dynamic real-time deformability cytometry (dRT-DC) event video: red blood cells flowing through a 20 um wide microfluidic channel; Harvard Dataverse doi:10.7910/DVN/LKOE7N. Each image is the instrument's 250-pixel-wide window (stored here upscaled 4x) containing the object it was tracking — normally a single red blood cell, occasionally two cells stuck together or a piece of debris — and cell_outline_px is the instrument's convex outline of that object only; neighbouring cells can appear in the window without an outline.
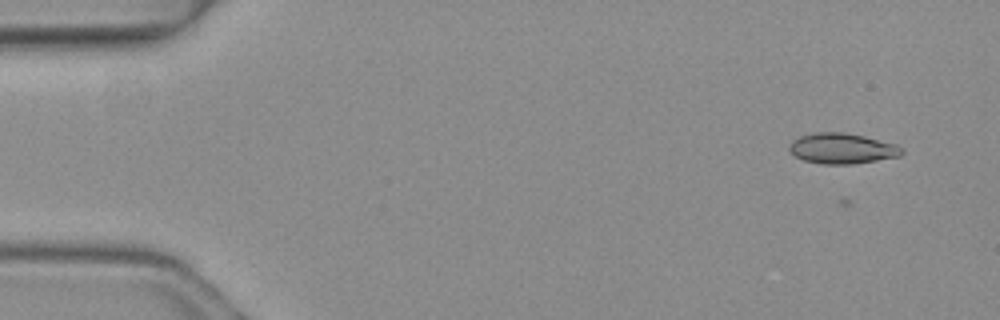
{"species": "common noctule bat (a hibernating species)", "species_latin": "Nyctalus noctula", "temperature_condition": "warm", "stored_images_in_passage": 5, "camera_frame_rate_fps": 3000, "um_per_image_px": 0.085, "animal": {"sex": "female", "body_mass_g": 19.3, "forearm_length_mm": 54.1}, "frame": {"image": 1, "passage_image": 2, "time_ms": 0.333, "image_size_px": [1000, 320], "cell_outline_px": [[904, 152], [900, 156], [852, 164], [820, 164], [804, 160], [796, 156], [788, 148], [792, 140], [800, 136], [816, 132], [844, 132], [864, 136], [896, 144], [904, 148]], "centroid_in_image_um": [71.59, 12.61], "position_along_channel_um": 13.4, "area_um2": 20.0}}